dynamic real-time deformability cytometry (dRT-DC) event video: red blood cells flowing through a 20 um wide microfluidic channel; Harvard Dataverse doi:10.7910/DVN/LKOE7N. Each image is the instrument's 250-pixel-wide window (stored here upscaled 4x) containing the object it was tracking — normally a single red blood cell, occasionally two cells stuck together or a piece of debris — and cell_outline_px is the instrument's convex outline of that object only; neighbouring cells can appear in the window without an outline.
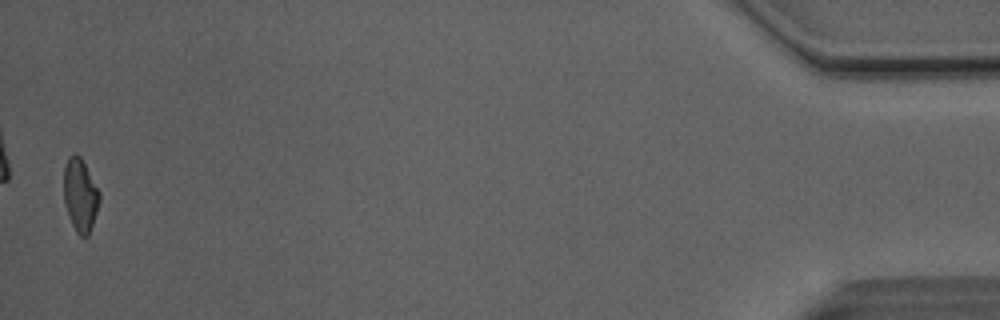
{"species": "Egyptian fruit bat (a non-hibernating species)", "species_latin": "Rousettus aegyptiacus", "temperature_condition": "room temperature", "stored_images_in_passage": 49, "camera_frame_rate_fps": 3000, "um_per_image_px": 0.085, "animal": {"sex": "male"}, "frame": {"image": 1, "passage_image": 49, "time_ms": 16.0, "image_size_px": [1000, 320], "cell_outline_px": [[100, 200], [88, 236], [80, 236], [76, 232], [72, 224], [64, 204], [64, 164], [68, 156], [76, 152], [80, 156], [100, 192]], "centroid_in_image_um": [6.8, 16.55], "position_along_channel_um": 428.4, "area_um2": 15.14}, "authors_computed_cell_mechanics": {"area_um2": 16.2418, "velocity_mm_per_s": 4.1292, "shape_relaxation_time_tau1_ms": 3.8048, "shape_relaxation_time_tau2_ms": 2.7929, "deformation_change_tau1": 0.1248, "deformation_change_tau2": 0.1078}}